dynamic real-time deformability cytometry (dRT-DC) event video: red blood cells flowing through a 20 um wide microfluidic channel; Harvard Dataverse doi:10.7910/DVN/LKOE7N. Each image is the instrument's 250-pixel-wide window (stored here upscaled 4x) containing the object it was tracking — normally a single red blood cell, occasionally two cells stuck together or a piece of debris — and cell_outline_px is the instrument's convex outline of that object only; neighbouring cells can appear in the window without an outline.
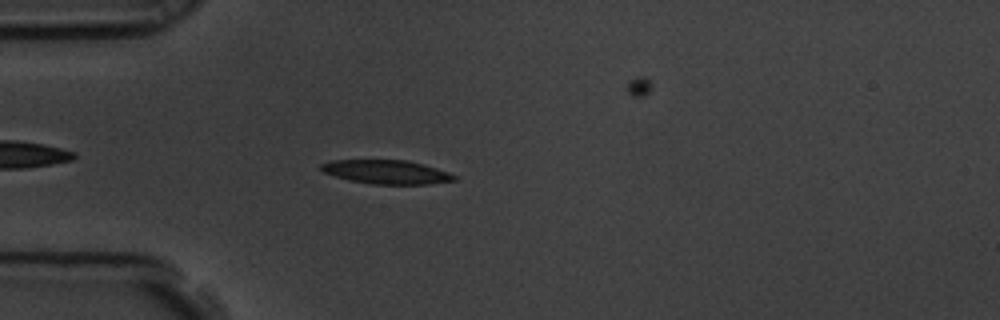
{"species": "common noctule bat (a hibernating species)", "species_latin": "Nyctalus noctula", "temperature_condition": "room temperature", "stored_images_in_passage": 48, "camera_frame_rate_fps": 3000, "um_per_image_px": 0.085, "animal": {"sex": "male", "body_mass_g": 19.5, "forearm_length_mm": 54.6}, "frame": {"image": 1, "passage_image": 6, "time_ms": 1.667, "image_size_px": [1000, 320], "cell_outline_px": [[456, 180], [428, 184], [372, 184], [348, 180], [324, 172], [320, 168], [320, 164], [328, 160], [408, 160], [424, 164], [448, 172], [456, 176]], "centroid_in_image_um": [32.83, 14.61], "position_along_channel_um": 52.2, "area_um2": 18.5}}
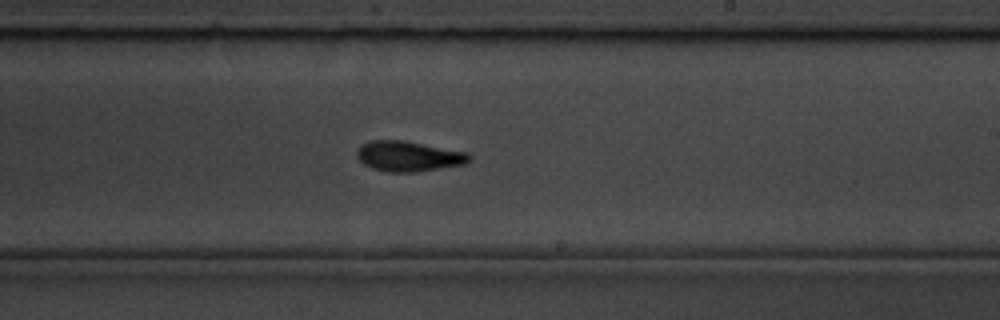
{"frame": {"image": 2, "passage_image": 24, "time_ms": 7.667, "image_size_px": [1000, 320], "cell_outline_px": [[472, 160], [464, 164], [416, 172], [384, 172], [372, 168], [364, 164], [356, 156], [356, 152], [360, 144], [368, 140], [404, 140], [468, 152], [472, 156]], "centroid_in_image_um": [34.71, 13.27], "position_along_channel_um": 254.3, "area_um2": 20.11}}
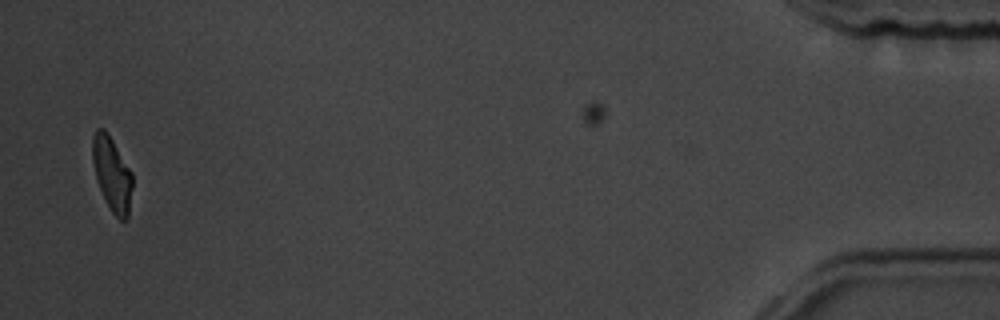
{"frame": {"image": 3, "passage_image": 46, "time_ms": 15.0, "image_size_px": [1000, 320], "cell_outline_px": [[132, 188], [128, 220], [120, 220], [112, 212], [100, 188], [96, 176], [92, 160], [92, 136], [96, 128], [104, 128], [112, 140], [132, 172]], "centroid_in_image_um": [9.52, 14.77], "position_along_channel_um": 425.7, "area_um2": 17.05}, "authors_computed_cell_mechanics": {"area_um2": 19.0451, "velocity_mm_per_s": 3.5343, "shape_relaxation_time_tau1_ms": 3.5171, "shape_relaxation_time_tau2_ms": 2.4446, "deformation_change_tau1": 0.1658, "deformation_change_tau2": 0.0643}}